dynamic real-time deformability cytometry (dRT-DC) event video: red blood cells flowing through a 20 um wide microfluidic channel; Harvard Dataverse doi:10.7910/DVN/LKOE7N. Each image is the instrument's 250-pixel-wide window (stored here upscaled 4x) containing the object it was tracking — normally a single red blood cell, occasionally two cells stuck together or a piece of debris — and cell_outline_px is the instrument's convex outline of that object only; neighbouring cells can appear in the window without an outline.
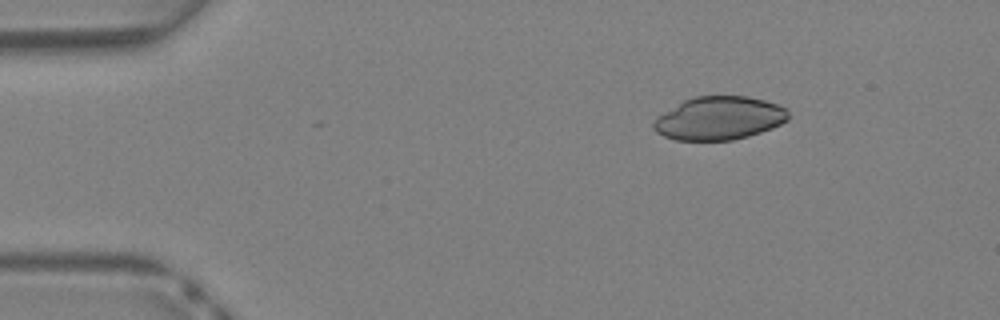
{"species": "Egyptian fruit bat (a non-hibernating species)", "species_latin": "Rousettus aegyptiacus", "temperature_condition": "warm", "stored_images_in_passage": 34, "camera_frame_rate_fps": 3000, "um_per_image_px": 0.085, "animal": {"sex": "female"}, "frame": {"image": 1, "passage_image": 1, "time_ms": 0.0, "image_size_px": [1000, 320], "cell_outline_px": [[788, 120], [772, 128], [748, 136], [732, 140], [676, 140], [664, 136], [656, 132], [652, 128], [652, 124], [656, 116], [684, 100], [692, 96], [748, 96], [764, 100], [776, 104], [784, 108], [788, 112]], "centroid_in_image_um": [61.09, 10.05], "position_along_channel_um": 23.9, "area_um2": 33.99}}